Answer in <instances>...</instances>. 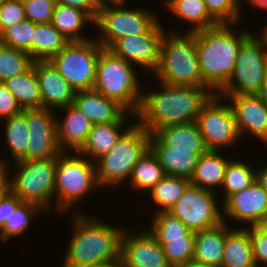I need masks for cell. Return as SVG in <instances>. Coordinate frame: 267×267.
I'll return each instance as SVG.
<instances>
[{
	"instance_id": "17",
	"label": "cell",
	"mask_w": 267,
	"mask_h": 267,
	"mask_svg": "<svg viewBox=\"0 0 267 267\" xmlns=\"http://www.w3.org/2000/svg\"><path fill=\"white\" fill-rule=\"evenodd\" d=\"M224 200L221 211L226 216L248 222L251 226L257 225L267 214V193L257 180Z\"/></svg>"
},
{
	"instance_id": "25",
	"label": "cell",
	"mask_w": 267,
	"mask_h": 267,
	"mask_svg": "<svg viewBox=\"0 0 267 267\" xmlns=\"http://www.w3.org/2000/svg\"><path fill=\"white\" fill-rule=\"evenodd\" d=\"M125 117L119 121L108 124H94L89 132L88 138L78 152L80 155L92 157L93 162L109 152L116 144L117 140L127 130L121 131L125 124ZM121 132H120V131Z\"/></svg>"
},
{
	"instance_id": "30",
	"label": "cell",
	"mask_w": 267,
	"mask_h": 267,
	"mask_svg": "<svg viewBox=\"0 0 267 267\" xmlns=\"http://www.w3.org/2000/svg\"><path fill=\"white\" fill-rule=\"evenodd\" d=\"M88 22L94 24V20L86 12L67 5H55L51 24L70 42L89 40L80 34L82 27Z\"/></svg>"
},
{
	"instance_id": "15",
	"label": "cell",
	"mask_w": 267,
	"mask_h": 267,
	"mask_svg": "<svg viewBox=\"0 0 267 267\" xmlns=\"http://www.w3.org/2000/svg\"><path fill=\"white\" fill-rule=\"evenodd\" d=\"M162 27L157 22L147 33L125 36L116 40L108 50L129 63L138 64L146 71L148 69L154 72L159 63L160 43L165 31Z\"/></svg>"
},
{
	"instance_id": "28",
	"label": "cell",
	"mask_w": 267,
	"mask_h": 267,
	"mask_svg": "<svg viewBox=\"0 0 267 267\" xmlns=\"http://www.w3.org/2000/svg\"><path fill=\"white\" fill-rule=\"evenodd\" d=\"M69 42V39L61 34L51 23H34L32 59L34 61H49Z\"/></svg>"
},
{
	"instance_id": "50",
	"label": "cell",
	"mask_w": 267,
	"mask_h": 267,
	"mask_svg": "<svg viewBox=\"0 0 267 267\" xmlns=\"http://www.w3.org/2000/svg\"><path fill=\"white\" fill-rule=\"evenodd\" d=\"M9 191V179L6 177L1 183H0V200L3 198V196Z\"/></svg>"
},
{
	"instance_id": "5",
	"label": "cell",
	"mask_w": 267,
	"mask_h": 267,
	"mask_svg": "<svg viewBox=\"0 0 267 267\" xmlns=\"http://www.w3.org/2000/svg\"><path fill=\"white\" fill-rule=\"evenodd\" d=\"M132 65L104 48L97 60L93 89L116 100L135 116L141 104L142 93Z\"/></svg>"
},
{
	"instance_id": "20",
	"label": "cell",
	"mask_w": 267,
	"mask_h": 267,
	"mask_svg": "<svg viewBox=\"0 0 267 267\" xmlns=\"http://www.w3.org/2000/svg\"><path fill=\"white\" fill-rule=\"evenodd\" d=\"M73 105L94 124L121 121L129 111L116 100L105 97L96 90H79ZM126 113V114H125Z\"/></svg>"
},
{
	"instance_id": "53",
	"label": "cell",
	"mask_w": 267,
	"mask_h": 267,
	"mask_svg": "<svg viewBox=\"0 0 267 267\" xmlns=\"http://www.w3.org/2000/svg\"><path fill=\"white\" fill-rule=\"evenodd\" d=\"M7 166L0 159V183L7 177Z\"/></svg>"
},
{
	"instance_id": "36",
	"label": "cell",
	"mask_w": 267,
	"mask_h": 267,
	"mask_svg": "<svg viewBox=\"0 0 267 267\" xmlns=\"http://www.w3.org/2000/svg\"><path fill=\"white\" fill-rule=\"evenodd\" d=\"M33 63L34 60L27 51L0 43V82L25 73Z\"/></svg>"
},
{
	"instance_id": "26",
	"label": "cell",
	"mask_w": 267,
	"mask_h": 267,
	"mask_svg": "<svg viewBox=\"0 0 267 267\" xmlns=\"http://www.w3.org/2000/svg\"><path fill=\"white\" fill-rule=\"evenodd\" d=\"M221 267H256L250 229L227 231Z\"/></svg>"
},
{
	"instance_id": "45",
	"label": "cell",
	"mask_w": 267,
	"mask_h": 267,
	"mask_svg": "<svg viewBox=\"0 0 267 267\" xmlns=\"http://www.w3.org/2000/svg\"><path fill=\"white\" fill-rule=\"evenodd\" d=\"M23 111L17 99L3 82H0V118L7 119Z\"/></svg>"
},
{
	"instance_id": "40",
	"label": "cell",
	"mask_w": 267,
	"mask_h": 267,
	"mask_svg": "<svg viewBox=\"0 0 267 267\" xmlns=\"http://www.w3.org/2000/svg\"><path fill=\"white\" fill-rule=\"evenodd\" d=\"M195 236H183V239L160 243L171 267H181L193 259Z\"/></svg>"
},
{
	"instance_id": "24",
	"label": "cell",
	"mask_w": 267,
	"mask_h": 267,
	"mask_svg": "<svg viewBox=\"0 0 267 267\" xmlns=\"http://www.w3.org/2000/svg\"><path fill=\"white\" fill-rule=\"evenodd\" d=\"M227 223L201 230L195 233L193 261L208 266L221 267L226 233L229 230Z\"/></svg>"
},
{
	"instance_id": "49",
	"label": "cell",
	"mask_w": 267,
	"mask_h": 267,
	"mask_svg": "<svg viewBox=\"0 0 267 267\" xmlns=\"http://www.w3.org/2000/svg\"><path fill=\"white\" fill-rule=\"evenodd\" d=\"M262 102L267 106V73L264 81L262 82L260 90L256 93Z\"/></svg>"
},
{
	"instance_id": "7",
	"label": "cell",
	"mask_w": 267,
	"mask_h": 267,
	"mask_svg": "<svg viewBox=\"0 0 267 267\" xmlns=\"http://www.w3.org/2000/svg\"><path fill=\"white\" fill-rule=\"evenodd\" d=\"M97 185L99 186V182L95 162L84 159L78 152L75 156L62 152L57 157L54 198L57 194L55 203L58 211H67L77 205L76 202Z\"/></svg>"
},
{
	"instance_id": "4",
	"label": "cell",
	"mask_w": 267,
	"mask_h": 267,
	"mask_svg": "<svg viewBox=\"0 0 267 267\" xmlns=\"http://www.w3.org/2000/svg\"><path fill=\"white\" fill-rule=\"evenodd\" d=\"M172 32H164L162 36L159 63L154 75L167 85L209 87L200 71L196 32L187 31L184 37Z\"/></svg>"
},
{
	"instance_id": "21",
	"label": "cell",
	"mask_w": 267,
	"mask_h": 267,
	"mask_svg": "<svg viewBox=\"0 0 267 267\" xmlns=\"http://www.w3.org/2000/svg\"><path fill=\"white\" fill-rule=\"evenodd\" d=\"M152 134L172 150H191L194 154H205L208 151L196 122L169 124L156 129Z\"/></svg>"
},
{
	"instance_id": "10",
	"label": "cell",
	"mask_w": 267,
	"mask_h": 267,
	"mask_svg": "<svg viewBox=\"0 0 267 267\" xmlns=\"http://www.w3.org/2000/svg\"><path fill=\"white\" fill-rule=\"evenodd\" d=\"M103 49L97 39L71 41L49 61L76 91L92 90L97 60Z\"/></svg>"
},
{
	"instance_id": "19",
	"label": "cell",
	"mask_w": 267,
	"mask_h": 267,
	"mask_svg": "<svg viewBox=\"0 0 267 267\" xmlns=\"http://www.w3.org/2000/svg\"><path fill=\"white\" fill-rule=\"evenodd\" d=\"M42 97V108H64L73 104L76 90L59 74L50 61H34Z\"/></svg>"
},
{
	"instance_id": "41",
	"label": "cell",
	"mask_w": 267,
	"mask_h": 267,
	"mask_svg": "<svg viewBox=\"0 0 267 267\" xmlns=\"http://www.w3.org/2000/svg\"><path fill=\"white\" fill-rule=\"evenodd\" d=\"M210 15L219 24H234L239 21L240 0H204Z\"/></svg>"
},
{
	"instance_id": "3",
	"label": "cell",
	"mask_w": 267,
	"mask_h": 267,
	"mask_svg": "<svg viewBox=\"0 0 267 267\" xmlns=\"http://www.w3.org/2000/svg\"><path fill=\"white\" fill-rule=\"evenodd\" d=\"M219 24L196 32V47L203 81L216 93L229 81L242 42L251 34L233 32ZM236 34V35H235Z\"/></svg>"
},
{
	"instance_id": "58",
	"label": "cell",
	"mask_w": 267,
	"mask_h": 267,
	"mask_svg": "<svg viewBox=\"0 0 267 267\" xmlns=\"http://www.w3.org/2000/svg\"><path fill=\"white\" fill-rule=\"evenodd\" d=\"M262 33L265 35V37L267 38V26L265 27L264 31H262Z\"/></svg>"
},
{
	"instance_id": "2",
	"label": "cell",
	"mask_w": 267,
	"mask_h": 267,
	"mask_svg": "<svg viewBox=\"0 0 267 267\" xmlns=\"http://www.w3.org/2000/svg\"><path fill=\"white\" fill-rule=\"evenodd\" d=\"M75 212V229L62 267H86L120 260L123 229Z\"/></svg>"
},
{
	"instance_id": "56",
	"label": "cell",
	"mask_w": 267,
	"mask_h": 267,
	"mask_svg": "<svg viewBox=\"0 0 267 267\" xmlns=\"http://www.w3.org/2000/svg\"><path fill=\"white\" fill-rule=\"evenodd\" d=\"M99 4H117V3H123L125 4L126 0H98Z\"/></svg>"
},
{
	"instance_id": "47",
	"label": "cell",
	"mask_w": 267,
	"mask_h": 267,
	"mask_svg": "<svg viewBox=\"0 0 267 267\" xmlns=\"http://www.w3.org/2000/svg\"><path fill=\"white\" fill-rule=\"evenodd\" d=\"M11 215V191L9 190L0 200V229Z\"/></svg>"
},
{
	"instance_id": "43",
	"label": "cell",
	"mask_w": 267,
	"mask_h": 267,
	"mask_svg": "<svg viewBox=\"0 0 267 267\" xmlns=\"http://www.w3.org/2000/svg\"><path fill=\"white\" fill-rule=\"evenodd\" d=\"M26 19L24 5L17 0H3L0 3V32Z\"/></svg>"
},
{
	"instance_id": "33",
	"label": "cell",
	"mask_w": 267,
	"mask_h": 267,
	"mask_svg": "<svg viewBox=\"0 0 267 267\" xmlns=\"http://www.w3.org/2000/svg\"><path fill=\"white\" fill-rule=\"evenodd\" d=\"M38 211H43L39 206L33 203L22 202L17 196L11 192V215L0 229V238L3 242L9 240L10 237L21 235Z\"/></svg>"
},
{
	"instance_id": "55",
	"label": "cell",
	"mask_w": 267,
	"mask_h": 267,
	"mask_svg": "<svg viewBox=\"0 0 267 267\" xmlns=\"http://www.w3.org/2000/svg\"><path fill=\"white\" fill-rule=\"evenodd\" d=\"M181 267H213V266H208L206 264L198 263V262L191 260L190 262H188L187 264H185Z\"/></svg>"
},
{
	"instance_id": "32",
	"label": "cell",
	"mask_w": 267,
	"mask_h": 267,
	"mask_svg": "<svg viewBox=\"0 0 267 267\" xmlns=\"http://www.w3.org/2000/svg\"><path fill=\"white\" fill-rule=\"evenodd\" d=\"M164 176L158 157L149 148L133 167L129 180L133 189L149 192Z\"/></svg>"
},
{
	"instance_id": "48",
	"label": "cell",
	"mask_w": 267,
	"mask_h": 267,
	"mask_svg": "<svg viewBox=\"0 0 267 267\" xmlns=\"http://www.w3.org/2000/svg\"><path fill=\"white\" fill-rule=\"evenodd\" d=\"M262 169L256 171V180L263 187L267 193V165L261 167Z\"/></svg>"
},
{
	"instance_id": "54",
	"label": "cell",
	"mask_w": 267,
	"mask_h": 267,
	"mask_svg": "<svg viewBox=\"0 0 267 267\" xmlns=\"http://www.w3.org/2000/svg\"><path fill=\"white\" fill-rule=\"evenodd\" d=\"M257 226L267 234V214L260 220Z\"/></svg>"
},
{
	"instance_id": "31",
	"label": "cell",
	"mask_w": 267,
	"mask_h": 267,
	"mask_svg": "<svg viewBox=\"0 0 267 267\" xmlns=\"http://www.w3.org/2000/svg\"><path fill=\"white\" fill-rule=\"evenodd\" d=\"M166 2L175 16L194 25L189 32L194 33L219 25L210 15L204 0H168Z\"/></svg>"
},
{
	"instance_id": "18",
	"label": "cell",
	"mask_w": 267,
	"mask_h": 267,
	"mask_svg": "<svg viewBox=\"0 0 267 267\" xmlns=\"http://www.w3.org/2000/svg\"><path fill=\"white\" fill-rule=\"evenodd\" d=\"M240 135L251 133L267 144V106L256 93L229 94Z\"/></svg>"
},
{
	"instance_id": "6",
	"label": "cell",
	"mask_w": 267,
	"mask_h": 267,
	"mask_svg": "<svg viewBox=\"0 0 267 267\" xmlns=\"http://www.w3.org/2000/svg\"><path fill=\"white\" fill-rule=\"evenodd\" d=\"M150 136L138 123L127 127L115 146L95 161L99 187L129 180L133 167L150 148Z\"/></svg>"
},
{
	"instance_id": "16",
	"label": "cell",
	"mask_w": 267,
	"mask_h": 267,
	"mask_svg": "<svg viewBox=\"0 0 267 267\" xmlns=\"http://www.w3.org/2000/svg\"><path fill=\"white\" fill-rule=\"evenodd\" d=\"M121 235L120 259L123 267H171L162 245L150 232Z\"/></svg>"
},
{
	"instance_id": "8",
	"label": "cell",
	"mask_w": 267,
	"mask_h": 267,
	"mask_svg": "<svg viewBox=\"0 0 267 267\" xmlns=\"http://www.w3.org/2000/svg\"><path fill=\"white\" fill-rule=\"evenodd\" d=\"M261 34L255 38L251 33L242 42L233 73L216 94L226 97L229 94H252L260 90L267 73V38Z\"/></svg>"
},
{
	"instance_id": "35",
	"label": "cell",
	"mask_w": 267,
	"mask_h": 267,
	"mask_svg": "<svg viewBox=\"0 0 267 267\" xmlns=\"http://www.w3.org/2000/svg\"><path fill=\"white\" fill-rule=\"evenodd\" d=\"M4 120L6 121V144H8L13 160L15 162L25 161L29 139L26 112L23 110L21 113Z\"/></svg>"
},
{
	"instance_id": "12",
	"label": "cell",
	"mask_w": 267,
	"mask_h": 267,
	"mask_svg": "<svg viewBox=\"0 0 267 267\" xmlns=\"http://www.w3.org/2000/svg\"><path fill=\"white\" fill-rule=\"evenodd\" d=\"M215 198L213 191L190 184L168 213L180 219L194 233L213 228L225 222L226 218Z\"/></svg>"
},
{
	"instance_id": "23",
	"label": "cell",
	"mask_w": 267,
	"mask_h": 267,
	"mask_svg": "<svg viewBox=\"0 0 267 267\" xmlns=\"http://www.w3.org/2000/svg\"><path fill=\"white\" fill-rule=\"evenodd\" d=\"M150 149L158 157L165 175L189 180L202 155L191 153V150H172L171 147L163 145L153 134L150 136Z\"/></svg>"
},
{
	"instance_id": "1",
	"label": "cell",
	"mask_w": 267,
	"mask_h": 267,
	"mask_svg": "<svg viewBox=\"0 0 267 267\" xmlns=\"http://www.w3.org/2000/svg\"><path fill=\"white\" fill-rule=\"evenodd\" d=\"M160 85L163 88L161 92L142 94L139 110L135 114L138 124L150 134L169 124L196 122L203 105L216 94L210 87L167 85L162 82Z\"/></svg>"
},
{
	"instance_id": "39",
	"label": "cell",
	"mask_w": 267,
	"mask_h": 267,
	"mask_svg": "<svg viewBox=\"0 0 267 267\" xmlns=\"http://www.w3.org/2000/svg\"><path fill=\"white\" fill-rule=\"evenodd\" d=\"M34 22L25 19L24 21L4 28L0 32V43L27 51L32 57V37Z\"/></svg>"
},
{
	"instance_id": "14",
	"label": "cell",
	"mask_w": 267,
	"mask_h": 267,
	"mask_svg": "<svg viewBox=\"0 0 267 267\" xmlns=\"http://www.w3.org/2000/svg\"><path fill=\"white\" fill-rule=\"evenodd\" d=\"M29 130L25 161L58 157L57 119L48 108L23 109Z\"/></svg>"
},
{
	"instance_id": "51",
	"label": "cell",
	"mask_w": 267,
	"mask_h": 267,
	"mask_svg": "<svg viewBox=\"0 0 267 267\" xmlns=\"http://www.w3.org/2000/svg\"><path fill=\"white\" fill-rule=\"evenodd\" d=\"M86 267H123L122 266V261L117 260V261H112V262H108L105 264H101V265H92V266H86Z\"/></svg>"
},
{
	"instance_id": "42",
	"label": "cell",
	"mask_w": 267,
	"mask_h": 267,
	"mask_svg": "<svg viewBox=\"0 0 267 267\" xmlns=\"http://www.w3.org/2000/svg\"><path fill=\"white\" fill-rule=\"evenodd\" d=\"M26 19L35 24L51 23L55 0H32L23 4Z\"/></svg>"
},
{
	"instance_id": "22",
	"label": "cell",
	"mask_w": 267,
	"mask_h": 267,
	"mask_svg": "<svg viewBox=\"0 0 267 267\" xmlns=\"http://www.w3.org/2000/svg\"><path fill=\"white\" fill-rule=\"evenodd\" d=\"M66 109L65 119L57 120V141L61 152H67L68 147L79 152L85 144L92 128L91 121L79 111L73 104Z\"/></svg>"
},
{
	"instance_id": "38",
	"label": "cell",
	"mask_w": 267,
	"mask_h": 267,
	"mask_svg": "<svg viewBox=\"0 0 267 267\" xmlns=\"http://www.w3.org/2000/svg\"><path fill=\"white\" fill-rule=\"evenodd\" d=\"M242 161H229L224 175L222 188L225 190L224 198L238 193L256 181V172Z\"/></svg>"
},
{
	"instance_id": "52",
	"label": "cell",
	"mask_w": 267,
	"mask_h": 267,
	"mask_svg": "<svg viewBox=\"0 0 267 267\" xmlns=\"http://www.w3.org/2000/svg\"><path fill=\"white\" fill-rule=\"evenodd\" d=\"M249 3L254 7L260 6L261 8L267 9V0H248Z\"/></svg>"
},
{
	"instance_id": "9",
	"label": "cell",
	"mask_w": 267,
	"mask_h": 267,
	"mask_svg": "<svg viewBox=\"0 0 267 267\" xmlns=\"http://www.w3.org/2000/svg\"><path fill=\"white\" fill-rule=\"evenodd\" d=\"M16 164L18 171L14 179L9 181V190L22 202L48 209L54 200L57 157L18 161Z\"/></svg>"
},
{
	"instance_id": "29",
	"label": "cell",
	"mask_w": 267,
	"mask_h": 267,
	"mask_svg": "<svg viewBox=\"0 0 267 267\" xmlns=\"http://www.w3.org/2000/svg\"><path fill=\"white\" fill-rule=\"evenodd\" d=\"M3 83L15 96L22 109L42 108V97L34 63L25 73L7 79Z\"/></svg>"
},
{
	"instance_id": "44",
	"label": "cell",
	"mask_w": 267,
	"mask_h": 267,
	"mask_svg": "<svg viewBox=\"0 0 267 267\" xmlns=\"http://www.w3.org/2000/svg\"><path fill=\"white\" fill-rule=\"evenodd\" d=\"M250 237L256 267L267 264V234L257 225L251 226ZM267 266V265H266Z\"/></svg>"
},
{
	"instance_id": "46",
	"label": "cell",
	"mask_w": 267,
	"mask_h": 267,
	"mask_svg": "<svg viewBox=\"0 0 267 267\" xmlns=\"http://www.w3.org/2000/svg\"><path fill=\"white\" fill-rule=\"evenodd\" d=\"M56 4L67 5L86 12L94 21L97 18L100 4L98 0H55Z\"/></svg>"
},
{
	"instance_id": "13",
	"label": "cell",
	"mask_w": 267,
	"mask_h": 267,
	"mask_svg": "<svg viewBox=\"0 0 267 267\" xmlns=\"http://www.w3.org/2000/svg\"><path fill=\"white\" fill-rule=\"evenodd\" d=\"M222 98L218 94H213L203 105L196 119L199 132L208 150L220 151L222 146L224 148V146L233 145L241 137L231 105L219 104Z\"/></svg>"
},
{
	"instance_id": "11",
	"label": "cell",
	"mask_w": 267,
	"mask_h": 267,
	"mask_svg": "<svg viewBox=\"0 0 267 267\" xmlns=\"http://www.w3.org/2000/svg\"><path fill=\"white\" fill-rule=\"evenodd\" d=\"M123 5V3L100 5L94 24L99 27L103 35L97 42L105 49L122 37L147 33L158 22L157 17L145 9L129 10Z\"/></svg>"
},
{
	"instance_id": "37",
	"label": "cell",
	"mask_w": 267,
	"mask_h": 267,
	"mask_svg": "<svg viewBox=\"0 0 267 267\" xmlns=\"http://www.w3.org/2000/svg\"><path fill=\"white\" fill-rule=\"evenodd\" d=\"M150 233L159 243H167L169 240L183 239V236H195L180 219L168 212L155 213ZM153 227V228H152Z\"/></svg>"
},
{
	"instance_id": "27",
	"label": "cell",
	"mask_w": 267,
	"mask_h": 267,
	"mask_svg": "<svg viewBox=\"0 0 267 267\" xmlns=\"http://www.w3.org/2000/svg\"><path fill=\"white\" fill-rule=\"evenodd\" d=\"M219 152L208 150L199 157L195 172L190 179L192 185L210 191H213L212 187L216 185H223L229 161L223 158Z\"/></svg>"
},
{
	"instance_id": "34",
	"label": "cell",
	"mask_w": 267,
	"mask_h": 267,
	"mask_svg": "<svg viewBox=\"0 0 267 267\" xmlns=\"http://www.w3.org/2000/svg\"><path fill=\"white\" fill-rule=\"evenodd\" d=\"M190 184L189 179L165 175L149 191L153 202L160 206L158 212H168Z\"/></svg>"
},
{
	"instance_id": "57",
	"label": "cell",
	"mask_w": 267,
	"mask_h": 267,
	"mask_svg": "<svg viewBox=\"0 0 267 267\" xmlns=\"http://www.w3.org/2000/svg\"><path fill=\"white\" fill-rule=\"evenodd\" d=\"M17 1L24 4V3L28 2V1H32V0H17Z\"/></svg>"
}]
</instances>
